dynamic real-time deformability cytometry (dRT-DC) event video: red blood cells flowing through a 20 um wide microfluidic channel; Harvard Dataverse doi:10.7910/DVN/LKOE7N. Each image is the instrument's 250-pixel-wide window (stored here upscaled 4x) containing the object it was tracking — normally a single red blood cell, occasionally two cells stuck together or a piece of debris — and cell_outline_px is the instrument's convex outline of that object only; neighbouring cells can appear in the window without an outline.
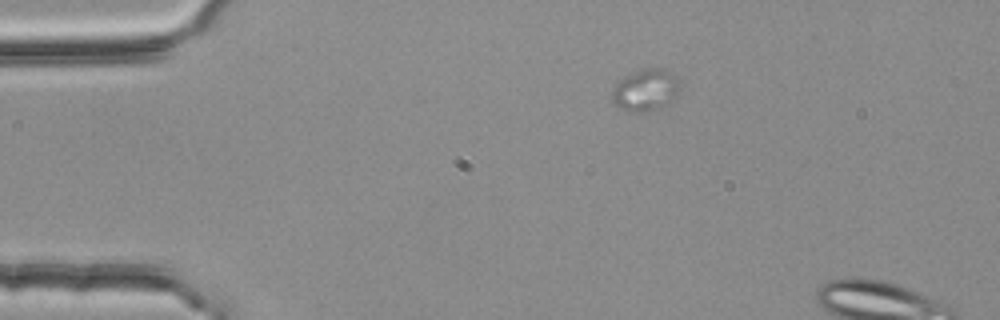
{"species": "common noctule bat (a hibernating species)", "species_latin": "Nyctalus noctula", "temperature_condition": "room temperature", "stored_images_in_passage": 5, "camera_frame_rate_fps": 3000, "um_per_image_px": 0.085, "animal": {"sex": "female", "body_mass_g": 25.1}, "frame": {"image": 1, "passage_image": 1, "time_ms": 0.0, "image_size_px": [1000, 320], "cell_outline_px": [[680, 88], [676, 96], [668, 104], [644, 112], [632, 112], [620, 108], [612, 104], [612, 88], [624, 76], [640, 68], [660, 68], [668, 72], [680, 84]], "centroid_in_image_um": [54.82, 7.66], "position_along_channel_um": 30.2, "area_um2": 16.47}}